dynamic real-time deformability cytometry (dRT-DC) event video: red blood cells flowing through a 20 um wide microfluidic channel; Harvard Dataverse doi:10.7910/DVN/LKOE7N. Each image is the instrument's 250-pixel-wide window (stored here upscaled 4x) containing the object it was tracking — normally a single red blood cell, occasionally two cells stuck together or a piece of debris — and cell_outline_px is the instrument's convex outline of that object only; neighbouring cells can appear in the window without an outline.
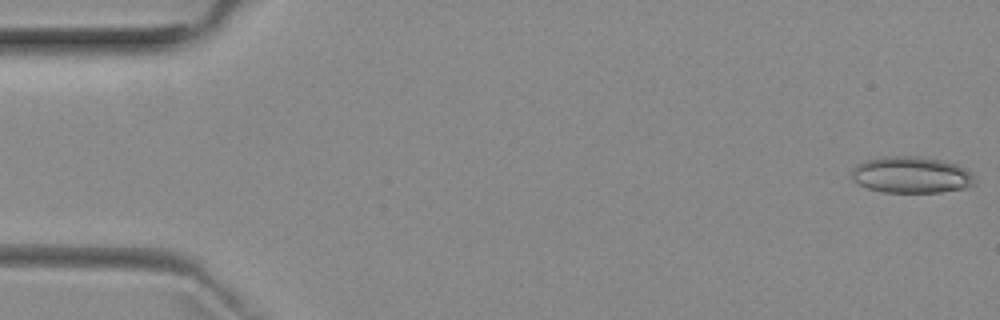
{"species": "common noctule bat (a hibernating species)", "species_latin": "Nyctalus noctula", "temperature_condition": "room temperature", "stored_images_in_passage": 5, "camera_frame_rate_fps": 3000, "um_per_image_px": 0.085, "animal": {"sex": "female", "body_mass_g": 29.2, "forearm_length_mm": 56.3}, "frame": {"image": 1, "passage_image": 1, "time_ms": 0.0, "image_size_px": [1000, 320], "cell_outline_px": [[976, 184], [968, 188], [940, 192], [880, 192], [868, 188], [852, 180], [852, 172], [864, 160], [884, 156], [920, 156], [960, 164], [972, 172]], "centroid_in_image_um": [77.53, 14.86], "position_along_channel_um": 7.5, "area_um2": 26.41}}